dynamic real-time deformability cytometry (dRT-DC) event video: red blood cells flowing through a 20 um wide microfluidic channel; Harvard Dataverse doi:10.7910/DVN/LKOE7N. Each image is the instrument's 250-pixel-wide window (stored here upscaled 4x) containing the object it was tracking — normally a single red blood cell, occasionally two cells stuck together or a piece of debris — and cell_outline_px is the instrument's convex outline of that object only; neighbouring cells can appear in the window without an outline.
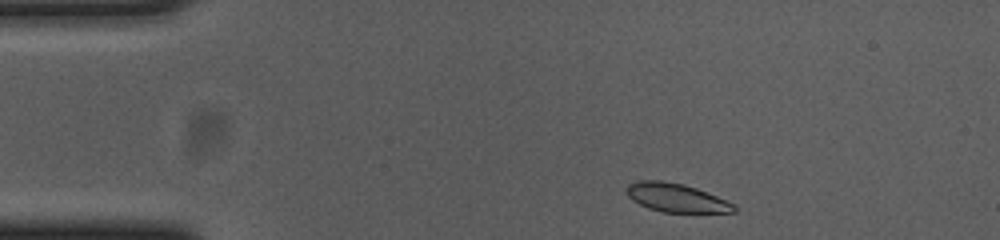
{"species": "common noctule bat (a hibernating species)", "species_latin": "Nyctalus noctula", "temperature_condition": "cold", "stored_images_in_passage": 47, "camera_frame_rate_fps": 3000, "um_per_image_px": 0.085, "animal": {"sex": "female", "body_mass_g": 23.0, "forearm_length_mm": 53.4}, "frame": {"image": 1, "passage_image": 1, "time_ms": 0.0, "image_size_px": [1000, 240], "cell_outline_px": [[736, 212], [660, 212], [648, 208], [632, 200], [628, 196], [624, 188], [628, 184], [640, 180], [660, 180], [684, 184], [696, 188], [736, 204]], "centroid_in_image_um": [57.45, 16.8], "position_along_channel_um": 27.5, "area_um2": 17.98}}
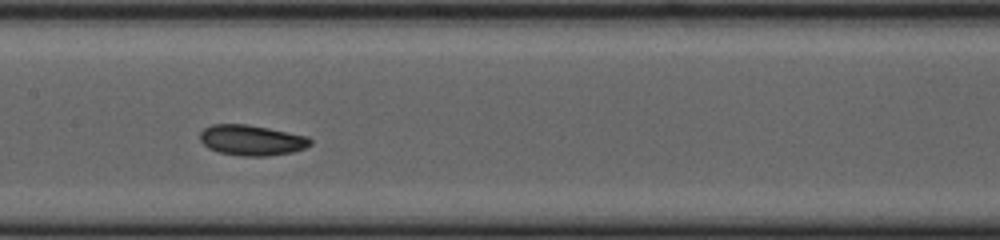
{"frame": {"image": 2, "passage_image": 19, "time_ms": 6.0, "image_size_px": [1000, 240], "cell_outline_px": [[312, 144], [304, 148], [292, 152], [264, 156], [240, 156], [220, 152], [208, 148], [200, 140], [200, 132], [204, 128], [212, 124], [248, 124], [308, 136], [312, 140]], "centroid_in_image_um": [21.39, 11.91], "position_along_channel_um": 186.0, "area_um2": 19.59}}
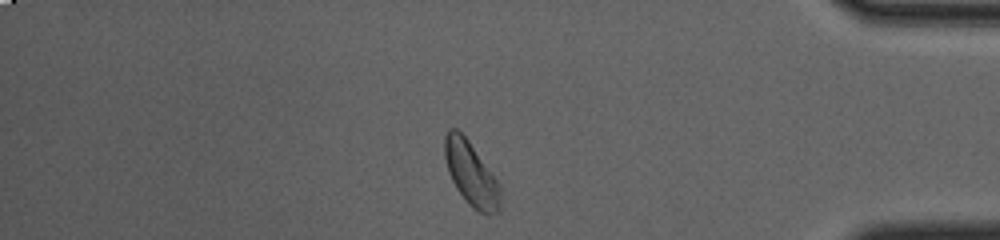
{"frame": {"image": 3, "passage_image": 39, "time_ms": 12.667, "image_size_px": [1000, 240], "cell_outline_px": [[500, 208], [496, 212], [488, 216], [472, 208], [468, 204], [456, 188], [448, 172], [444, 156], [444, 136], [448, 128], [456, 128], [468, 140], [496, 180], [500, 188]], "centroid_in_image_um": [40.01, 14.78], "position_along_channel_um": 395.2, "area_um2": 20.52}, "authors_computed_cell_mechanics": {"area_um2": 19.2474, "velocity_mm_per_s": 3.6393, "shape_relaxation_time_tau1_ms": 2.3807, "shape_relaxation_time_tau2_ms": 4.833, "deformation_change_tau1": 0.1113, "deformation_change_tau2": 0.0777}}